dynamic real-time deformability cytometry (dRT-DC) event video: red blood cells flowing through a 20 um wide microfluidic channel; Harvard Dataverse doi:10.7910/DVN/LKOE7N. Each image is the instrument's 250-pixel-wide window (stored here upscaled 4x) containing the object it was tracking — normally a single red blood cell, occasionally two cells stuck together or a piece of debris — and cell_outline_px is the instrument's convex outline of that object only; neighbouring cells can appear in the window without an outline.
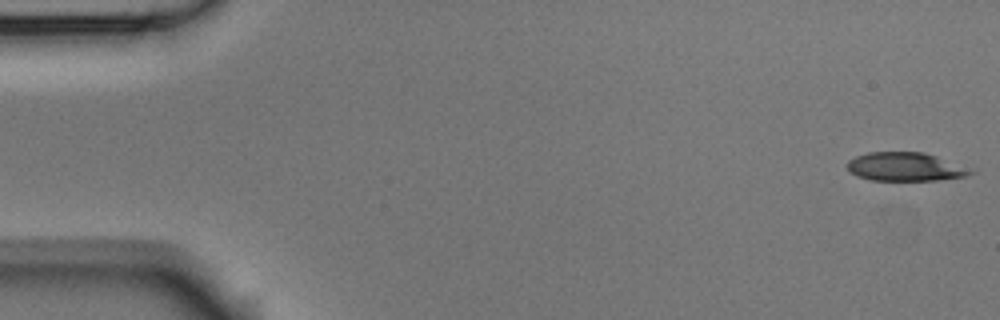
{"species": "Egyptian fruit bat (a non-hibernating species)", "species_latin": "Rousettus aegyptiacus", "temperature_condition": "room temperature", "stored_images_in_passage": 53, "camera_frame_rate_fps": 3000, "um_per_image_px": 0.085, "animal": {"sex": "male"}, "frame": {"image": 1, "passage_image": 1, "time_ms": 0.0, "image_size_px": [1000, 320], "cell_outline_px": [[976, 172], [968, 176], [940, 180], [872, 180], [856, 176], [848, 172], [844, 164], [848, 160], [856, 156], [868, 152], [924, 152], [936, 156]], "centroid_in_image_um": [76.86, 14.18], "position_along_channel_um": 8.1, "area_um2": 20.58}}
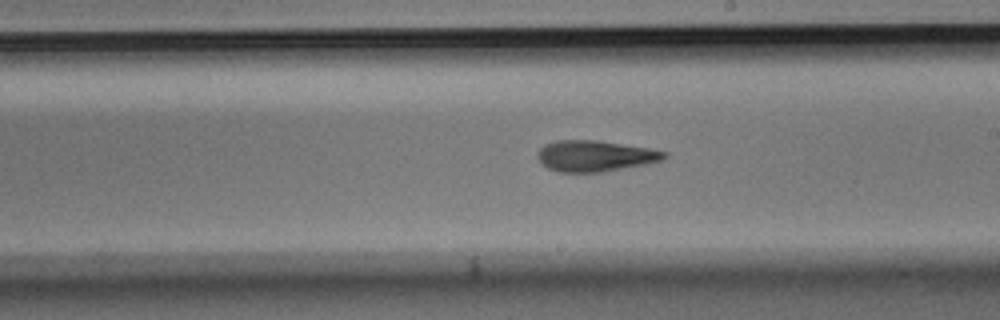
{"frame": {"image": 2, "passage_image": 30, "time_ms": 9.667, "image_size_px": [1000, 320], "cell_outline_px": [[668, 156], [664, 160], [644, 164], [600, 172], [556, 172], [540, 164], [536, 156], [536, 152], [544, 144], [556, 140], [596, 140], [648, 148], [668, 152]], "centroid_in_image_um": [50.52, 13.25], "position_along_channel_um": 238.5, "area_um2": 23.0}}
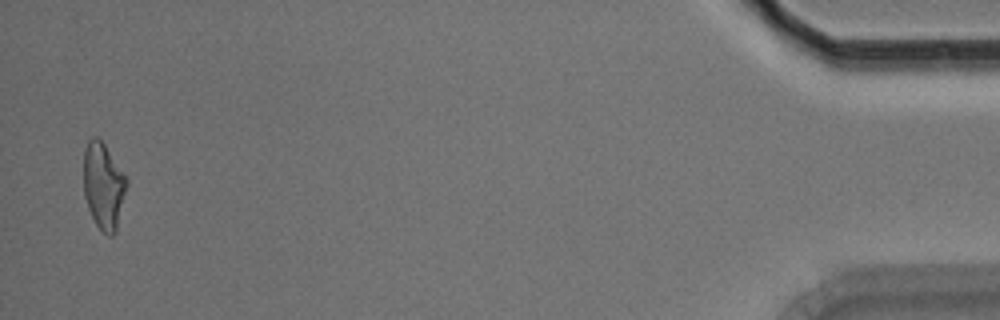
{"frame": {"image": 3, "passage_image": 52, "time_ms": 17.0, "image_size_px": [1000, 320], "cell_outline_px": [[128, 184], [116, 232], [112, 236], [108, 236], [96, 224], [88, 208], [84, 196], [84, 148], [88, 140], [92, 136], [96, 136], [104, 144], [128, 180]], "centroid_in_image_um": [8.8, 15.8], "position_along_channel_um": 426.4, "area_um2": 21.62}, "authors_computed_cell_mechanics": {"area_um2": 22.4842, "velocity_mm_per_s": 3.7727, "shape_relaxation_time_tau1_ms": 4.3828, "shape_relaxation_time_tau2_ms": 4.3263, "deformation_change_tau1": 0.1769, "deformation_change_tau2": 0.1575}}